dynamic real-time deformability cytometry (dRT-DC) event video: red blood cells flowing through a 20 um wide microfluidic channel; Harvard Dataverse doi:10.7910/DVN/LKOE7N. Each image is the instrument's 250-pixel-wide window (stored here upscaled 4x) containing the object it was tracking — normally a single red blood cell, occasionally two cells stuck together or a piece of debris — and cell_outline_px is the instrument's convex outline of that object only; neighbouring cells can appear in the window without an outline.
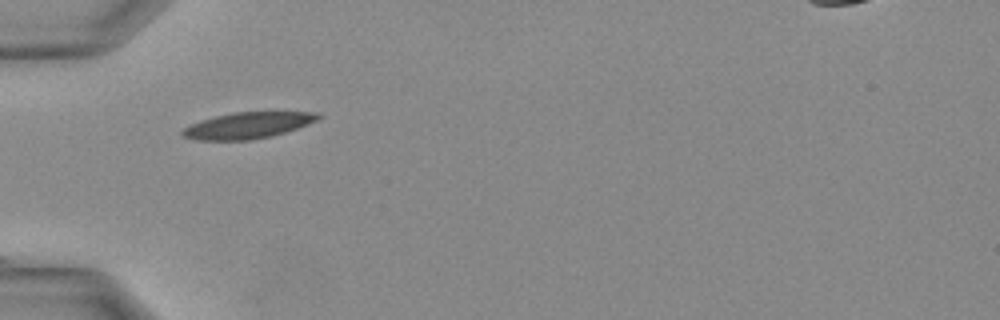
{"species": "Egyptian fruit bat (a non-hibernating species)", "species_latin": "Rousettus aegyptiacus", "temperature_condition": "warm", "stored_images_in_passage": 6, "camera_frame_rate_fps": 3000, "um_per_image_px": 0.085, "animal": {"sex": "female"}, "frame": {"image": 1, "passage_image": 1, "time_ms": 0.0, "image_size_px": [1000, 320], "cell_outline_px": [[320, 116], [316, 120], [308, 124], [272, 136], [248, 140], [196, 140], [184, 136], [180, 132], [184, 128], [200, 120], [232, 112], [320, 112]], "centroid_in_image_um": [21.04, 10.65], "position_along_channel_um": 64.0, "area_um2": 20.52}}